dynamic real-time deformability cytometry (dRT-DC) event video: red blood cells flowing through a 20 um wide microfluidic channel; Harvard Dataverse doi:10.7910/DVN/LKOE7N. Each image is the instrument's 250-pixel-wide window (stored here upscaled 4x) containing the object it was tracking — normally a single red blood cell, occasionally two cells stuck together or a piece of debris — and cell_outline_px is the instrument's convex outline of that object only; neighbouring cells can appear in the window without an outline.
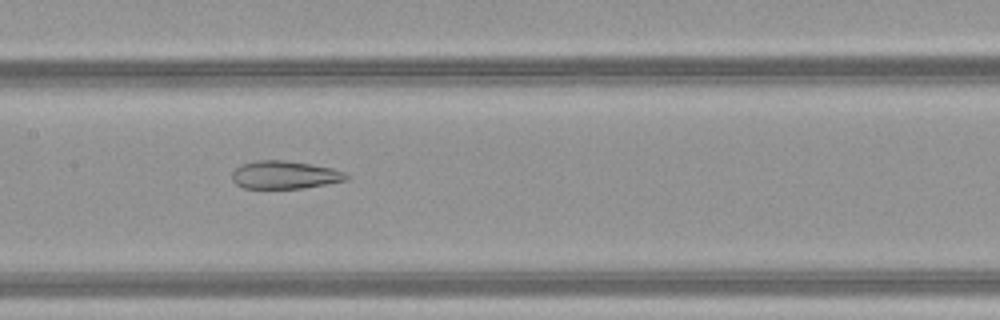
{"species": "common noctule bat (a hibernating species)", "species_latin": "Nyctalus noctula", "temperature_condition": "warm", "stored_images_in_passage": 43, "camera_frame_rate_fps": 3000, "um_per_image_px": 0.085, "animal": {"sex": "female", "body_mass_g": 21.9}, "frame": {"image": 1, "passage_image": 19, "time_ms": 6.0, "image_size_px": [1000, 320], "cell_outline_px": [[352, 176], [348, 180], [304, 188], [244, 188], [236, 184], [232, 180], [232, 172], [240, 164], [256, 160], [284, 160], [312, 164], [332, 168], [344, 172]], "centroid_in_image_um": [24.22, 14.86], "position_along_channel_um": 183.2, "area_um2": 18.79}}
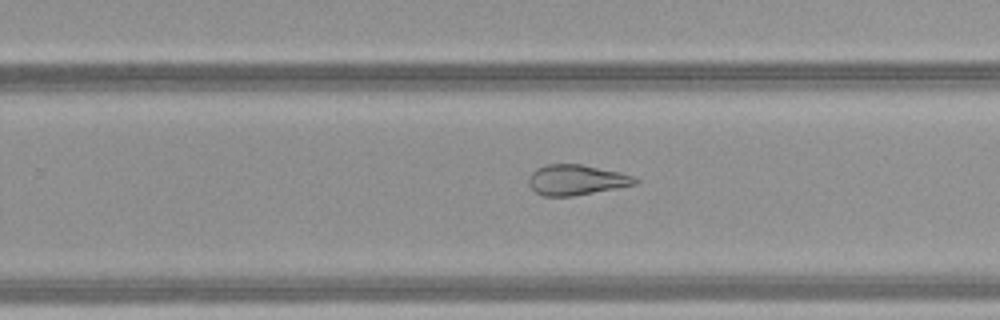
{"frame": {"image": 2, "passage_image": 26, "time_ms": 8.333, "image_size_px": [1000, 320], "cell_outline_px": [[640, 180], [636, 184], [616, 188], [572, 196], [544, 196], [536, 192], [528, 184], [528, 176], [536, 168], [548, 164], [580, 164], [620, 172], [632, 176]], "centroid_in_image_um": [48.96, 15.28], "position_along_channel_um": 280.8, "area_um2": 18.73}}
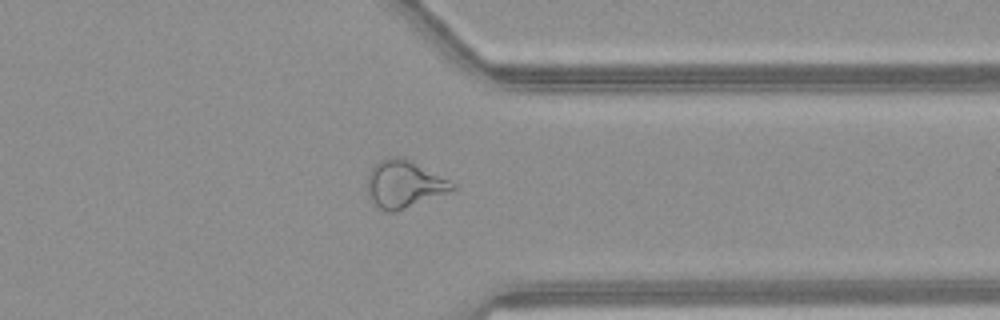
{"frame": {"image": 3, "passage_image": 33, "time_ms": 10.667, "image_size_px": [1000, 320], "cell_outline_px": [[456, 188], [448, 192], [396, 212], [388, 212], [380, 208], [368, 196], [368, 172], [380, 160], [388, 156], [400, 156], [456, 184]], "centroid_in_image_um": [34.32, 15.65], "position_along_channel_um": 377.1, "area_um2": 22.95}, "authors_computed_cell_mechanics": {"area_um2": 24.9696, "velocity_mm_per_s": 4.2047, "shape_relaxation_time_tau1_ms": null, "shape_relaxation_time_tau2_ms": 1.5631, "deformation_change_tau1": null, "deformation_change_tau2": 0.1061}}